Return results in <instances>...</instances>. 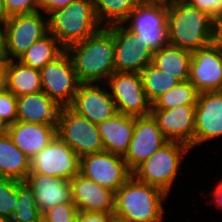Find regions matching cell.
Masks as SVG:
<instances>
[{"label":"cell","mask_w":222,"mask_h":222,"mask_svg":"<svg viewBox=\"0 0 222 222\" xmlns=\"http://www.w3.org/2000/svg\"><path fill=\"white\" fill-rule=\"evenodd\" d=\"M65 50L73 62L80 83H106L115 72L112 25L102 27Z\"/></svg>","instance_id":"6da1fadb"},{"label":"cell","mask_w":222,"mask_h":222,"mask_svg":"<svg viewBox=\"0 0 222 222\" xmlns=\"http://www.w3.org/2000/svg\"><path fill=\"white\" fill-rule=\"evenodd\" d=\"M218 25L211 16L183 0L168 1L167 28L171 46L191 52L206 47L216 40Z\"/></svg>","instance_id":"7a4b0ae2"},{"label":"cell","mask_w":222,"mask_h":222,"mask_svg":"<svg viewBox=\"0 0 222 222\" xmlns=\"http://www.w3.org/2000/svg\"><path fill=\"white\" fill-rule=\"evenodd\" d=\"M169 199L161 189L132 176L115 192L114 214L127 222H165Z\"/></svg>","instance_id":"3957f363"},{"label":"cell","mask_w":222,"mask_h":222,"mask_svg":"<svg viewBox=\"0 0 222 222\" xmlns=\"http://www.w3.org/2000/svg\"><path fill=\"white\" fill-rule=\"evenodd\" d=\"M190 151L191 148L185 143L168 141L137 166L132 171V176L139 182L161 189L171 197L175 181L183 175L181 167Z\"/></svg>","instance_id":"277c9868"},{"label":"cell","mask_w":222,"mask_h":222,"mask_svg":"<svg viewBox=\"0 0 222 222\" xmlns=\"http://www.w3.org/2000/svg\"><path fill=\"white\" fill-rule=\"evenodd\" d=\"M102 28L93 0H75L48 16V32L66 49L83 41Z\"/></svg>","instance_id":"5b68a950"},{"label":"cell","mask_w":222,"mask_h":222,"mask_svg":"<svg viewBox=\"0 0 222 222\" xmlns=\"http://www.w3.org/2000/svg\"><path fill=\"white\" fill-rule=\"evenodd\" d=\"M168 2L140 3L122 23L127 29L136 34L143 48L153 52L169 45Z\"/></svg>","instance_id":"8992f818"},{"label":"cell","mask_w":222,"mask_h":222,"mask_svg":"<svg viewBox=\"0 0 222 222\" xmlns=\"http://www.w3.org/2000/svg\"><path fill=\"white\" fill-rule=\"evenodd\" d=\"M57 135L81 158L104 151L97 125L70 107L60 108Z\"/></svg>","instance_id":"52a82bcc"},{"label":"cell","mask_w":222,"mask_h":222,"mask_svg":"<svg viewBox=\"0 0 222 222\" xmlns=\"http://www.w3.org/2000/svg\"><path fill=\"white\" fill-rule=\"evenodd\" d=\"M48 33V16L40 11L10 17L5 22V52L18 60L37 40Z\"/></svg>","instance_id":"ba28073f"},{"label":"cell","mask_w":222,"mask_h":222,"mask_svg":"<svg viewBox=\"0 0 222 222\" xmlns=\"http://www.w3.org/2000/svg\"><path fill=\"white\" fill-rule=\"evenodd\" d=\"M42 91L58 106L70 107L80 82L66 50L41 70Z\"/></svg>","instance_id":"9c48e42d"},{"label":"cell","mask_w":222,"mask_h":222,"mask_svg":"<svg viewBox=\"0 0 222 222\" xmlns=\"http://www.w3.org/2000/svg\"><path fill=\"white\" fill-rule=\"evenodd\" d=\"M117 112L135 117L151 114L140 73L114 72L106 82Z\"/></svg>","instance_id":"30bf717a"},{"label":"cell","mask_w":222,"mask_h":222,"mask_svg":"<svg viewBox=\"0 0 222 222\" xmlns=\"http://www.w3.org/2000/svg\"><path fill=\"white\" fill-rule=\"evenodd\" d=\"M80 174L114 192L132 177L124 158L107 151L81 157Z\"/></svg>","instance_id":"8fae6325"},{"label":"cell","mask_w":222,"mask_h":222,"mask_svg":"<svg viewBox=\"0 0 222 222\" xmlns=\"http://www.w3.org/2000/svg\"><path fill=\"white\" fill-rule=\"evenodd\" d=\"M30 173L67 180L80 173V157L58 136L31 159Z\"/></svg>","instance_id":"7c38bea8"},{"label":"cell","mask_w":222,"mask_h":222,"mask_svg":"<svg viewBox=\"0 0 222 222\" xmlns=\"http://www.w3.org/2000/svg\"><path fill=\"white\" fill-rule=\"evenodd\" d=\"M222 139V90L200 92L195 104L194 149Z\"/></svg>","instance_id":"4fadbf2b"},{"label":"cell","mask_w":222,"mask_h":222,"mask_svg":"<svg viewBox=\"0 0 222 222\" xmlns=\"http://www.w3.org/2000/svg\"><path fill=\"white\" fill-rule=\"evenodd\" d=\"M188 81L199 92L222 90V48L216 40L192 52Z\"/></svg>","instance_id":"5bb4252c"},{"label":"cell","mask_w":222,"mask_h":222,"mask_svg":"<svg viewBox=\"0 0 222 222\" xmlns=\"http://www.w3.org/2000/svg\"><path fill=\"white\" fill-rule=\"evenodd\" d=\"M112 35L116 72L140 73L152 63L153 51L150 48H143V44L137 41L136 34L123 24L112 25Z\"/></svg>","instance_id":"9a60e30c"},{"label":"cell","mask_w":222,"mask_h":222,"mask_svg":"<svg viewBox=\"0 0 222 222\" xmlns=\"http://www.w3.org/2000/svg\"><path fill=\"white\" fill-rule=\"evenodd\" d=\"M70 108L95 124L118 113L106 83H80Z\"/></svg>","instance_id":"2e32d148"},{"label":"cell","mask_w":222,"mask_h":222,"mask_svg":"<svg viewBox=\"0 0 222 222\" xmlns=\"http://www.w3.org/2000/svg\"><path fill=\"white\" fill-rule=\"evenodd\" d=\"M168 141L151 114L135 117L133 136L123 157L128 168L133 171Z\"/></svg>","instance_id":"e0dca14e"},{"label":"cell","mask_w":222,"mask_h":222,"mask_svg":"<svg viewBox=\"0 0 222 222\" xmlns=\"http://www.w3.org/2000/svg\"><path fill=\"white\" fill-rule=\"evenodd\" d=\"M151 115L169 141L185 143L194 150L195 105L151 109Z\"/></svg>","instance_id":"ac0fdd59"},{"label":"cell","mask_w":222,"mask_h":222,"mask_svg":"<svg viewBox=\"0 0 222 222\" xmlns=\"http://www.w3.org/2000/svg\"><path fill=\"white\" fill-rule=\"evenodd\" d=\"M72 202L78 211L114 214L115 192L85 178L80 173L70 180Z\"/></svg>","instance_id":"d6986e66"},{"label":"cell","mask_w":222,"mask_h":222,"mask_svg":"<svg viewBox=\"0 0 222 222\" xmlns=\"http://www.w3.org/2000/svg\"><path fill=\"white\" fill-rule=\"evenodd\" d=\"M25 182L32 189L42 214L60 203L72 202L70 181L39 173H29Z\"/></svg>","instance_id":"ffe728a7"},{"label":"cell","mask_w":222,"mask_h":222,"mask_svg":"<svg viewBox=\"0 0 222 222\" xmlns=\"http://www.w3.org/2000/svg\"><path fill=\"white\" fill-rule=\"evenodd\" d=\"M57 126L16 121L9 125L8 134L13 143L32 159L57 135Z\"/></svg>","instance_id":"44dd1931"},{"label":"cell","mask_w":222,"mask_h":222,"mask_svg":"<svg viewBox=\"0 0 222 222\" xmlns=\"http://www.w3.org/2000/svg\"><path fill=\"white\" fill-rule=\"evenodd\" d=\"M104 151L124 157L131 142L135 116L115 114L112 118L96 124Z\"/></svg>","instance_id":"7402d4cb"},{"label":"cell","mask_w":222,"mask_h":222,"mask_svg":"<svg viewBox=\"0 0 222 222\" xmlns=\"http://www.w3.org/2000/svg\"><path fill=\"white\" fill-rule=\"evenodd\" d=\"M58 106L43 91L17 97V121L58 125Z\"/></svg>","instance_id":"603a6c76"},{"label":"cell","mask_w":222,"mask_h":222,"mask_svg":"<svg viewBox=\"0 0 222 222\" xmlns=\"http://www.w3.org/2000/svg\"><path fill=\"white\" fill-rule=\"evenodd\" d=\"M31 171V159L14 143L8 133L0 135V178L23 182Z\"/></svg>","instance_id":"cb8c5ba5"},{"label":"cell","mask_w":222,"mask_h":222,"mask_svg":"<svg viewBox=\"0 0 222 222\" xmlns=\"http://www.w3.org/2000/svg\"><path fill=\"white\" fill-rule=\"evenodd\" d=\"M192 52L167 45L153 52L152 65L179 82L188 81Z\"/></svg>","instance_id":"d4e9b609"},{"label":"cell","mask_w":222,"mask_h":222,"mask_svg":"<svg viewBox=\"0 0 222 222\" xmlns=\"http://www.w3.org/2000/svg\"><path fill=\"white\" fill-rule=\"evenodd\" d=\"M6 89L16 97L42 91L40 70L26 66L18 60H10Z\"/></svg>","instance_id":"484cf974"},{"label":"cell","mask_w":222,"mask_h":222,"mask_svg":"<svg viewBox=\"0 0 222 222\" xmlns=\"http://www.w3.org/2000/svg\"><path fill=\"white\" fill-rule=\"evenodd\" d=\"M65 48L49 32L32 44L18 59L26 66L41 70L47 63L59 57Z\"/></svg>","instance_id":"4316f807"},{"label":"cell","mask_w":222,"mask_h":222,"mask_svg":"<svg viewBox=\"0 0 222 222\" xmlns=\"http://www.w3.org/2000/svg\"><path fill=\"white\" fill-rule=\"evenodd\" d=\"M140 3L139 0H93L96 17L102 27L122 24Z\"/></svg>","instance_id":"83f0119b"},{"label":"cell","mask_w":222,"mask_h":222,"mask_svg":"<svg viewBox=\"0 0 222 222\" xmlns=\"http://www.w3.org/2000/svg\"><path fill=\"white\" fill-rule=\"evenodd\" d=\"M140 75L146 97L151 104L179 83L176 78L169 76L152 64L147 65Z\"/></svg>","instance_id":"f1b7e54d"},{"label":"cell","mask_w":222,"mask_h":222,"mask_svg":"<svg viewBox=\"0 0 222 222\" xmlns=\"http://www.w3.org/2000/svg\"><path fill=\"white\" fill-rule=\"evenodd\" d=\"M199 91L189 82H179L175 87L158 97L151 109H171L181 105H195Z\"/></svg>","instance_id":"f546056e"},{"label":"cell","mask_w":222,"mask_h":222,"mask_svg":"<svg viewBox=\"0 0 222 222\" xmlns=\"http://www.w3.org/2000/svg\"><path fill=\"white\" fill-rule=\"evenodd\" d=\"M42 212L35 203V196L29 185L18 182V199L15 205L13 222H42Z\"/></svg>","instance_id":"4dcf8cb0"},{"label":"cell","mask_w":222,"mask_h":222,"mask_svg":"<svg viewBox=\"0 0 222 222\" xmlns=\"http://www.w3.org/2000/svg\"><path fill=\"white\" fill-rule=\"evenodd\" d=\"M18 199V181L0 178V217L12 219Z\"/></svg>","instance_id":"1f68e13d"},{"label":"cell","mask_w":222,"mask_h":222,"mask_svg":"<svg viewBox=\"0 0 222 222\" xmlns=\"http://www.w3.org/2000/svg\"><path fill=\"white\" fill-rule=\"evenodd\" d=\"M77 213L73 202L60 203L43 213L42 222H77Z\"/></svg>","instance_id":"d6a6232c"},{"label":"cell","mask_w":222,"mask_h":222,"mask_svg":"<svg viewBox=\"0 0 222 222\" xmlns=\"http://www.w3.org/2000/svg\"><path fill=\"white\" fill-rule=\"evenodd\" d=\"M0 116L9 125L17 121V97L9 90H0Z\"/></svg>","instance_id":"836d02e7"},{"label":"cell","mask_w":222,"mask_h":222,"mask_svg":"<svg viewBox=\"0 0 222 222\" xmlns=\"http://www.w3.org/2000/svg\"><path fill=\"white\" fill-rule=\"evenodd\" d=\"M188 5L211 16L218 24H222V0H183Z\"/></svg>","instance_id":"e575fe53"},{"label":"cell","mask_w":222,"mask_h":222,"mask_svg":"<svg viewBox=\"0 0 222 222\" xmlns=\"http://www.w3.org/2000/svg\"><path fill=\"white\" fill-rule=\"evenodd\" d=\"M9 17L39 11V0H4Z\"/></svg>","instance_id":"d590c367"},{"label":"cell","mask_w":222,"mask_h":222,"mask_svg":"<svg viewBox=\"0 0 222 222\" xmlns=\"http://www.w3.org/2000/svg\"><path fill=\"white\" fill-rule=\"evenodd\" d=\"M75 0H39V11L49 16L52 12L67 7Z\"/></svg>","instance_id":"8d00e7d4"},{"label":"cell","mask_w":222,"mask_h":222,"mask_svg":"<svg viewBox=\"0 0 222 222\" xmlns=\"http://www.w3.org/2000/svg\"><path fill=\"white\" fill-rule=\"evenodd\" d=\"M112 214L91 211H78L77 222H108Z\"/></svg>","instance_id":"74e56055"},{"label":"cell","mask_w":222,"mask_h":222,"mask_svg":"<svg viewBox=\"0 0 222 222\" xmlns=\"http://www.w3.org/2000/svg\"><path fill=\"white\" fill-rule=\"evenodd\" d=\"M222 177V176H220ZM216 186H213L214 189H211L210 194L208 193V195H210V202L208 203L206 201V204H208V206L212 205L214 208L218 209L217 211H221L222 210V178L220 179L219 182L216 183Z\"/></svg>","instance_id":"f35d334b"},{"label":"cell","mask_w":222,"mask_h":222,"mask_svg":"<svg viewBox=\"0 0 222 222\" xmlns=\"http://www.w3.org/2000/svg\"><path fill=\"white\" fill-rule=\"evenodd\" d=\"M9 62L10 59L6 55L0 56V90L6 88Z\"/></svg>","instance_id":"ab89813d"},{"label":"cell","mask_w":222,"mask_h":222,"mask_svg":"<svg viewBox=\"0 0 222 222\" xmlns=\"http://www.w3.org/2000/svg\"><path fill=\"white\" fill-rule=\"evenodd\" d=\"M5 55V23L0 22V56Z\"/></svg>","instance_id":"60d3db41"},{"label":"cell","mask_w":222,"mask_h":222,"mask_svg":"<svg viewBox=\"0 0 222 222\" xmlns=\"http://www.w3.org/2000/svg\"><path fill=\"white\" fill-rule=\"evenodd\" d=\"M9 18L4 5V0H0V22L5 23Z\"/></svg>","instance_id":"b9f144b4"},{"label":"cell","mask_w":222,"mask_h":222,"mask_svg":"<svg viewBox=\"0 0 222 222\" xmlns=\"http://www.w3.org/2000/svg\"><path fill=\"white\" fill-rule=\"evenodd\" d=\"M9 124L0 116V135L8 133Z\"/></svg>","instance_id":"7bdbcfd3"},{"label":"cell","mask_w":222,"mask_h":222,"mask_svg":"<svg viewBox=\"0 0 222 222\" xmlns=\"http://www.w3.org/2000/svg\"><path fill=\"white\" fill-rule=\"evenodd\" d=\"M216 41L220 44L222 48V24L218 25Z\"/></svg>","instance_id":"ee69618b"},{"label":"cell","mask_w":222,"mask_h":222,"mask_svg":"<svg viewBox=\"0 0 222 222\" xmlns=\"http://www.w3.org/2000/svg\"><path fill=\"white\" fill-rule=\"evenodd\" d=\"M108 222H127L125 219L119 217V216H116L115 214L111 215L109 217V220Z\"/></svg>","instance_id":"f6af8a7d"},{"label":"cell","mask_w":222,"mask_h":222,"mask_svg":"<svg viewBox=\"0 0 222 222\" xmlns=\"http://www.w3.org/2000/svg\"><path fill=\"white\" fill-rule=\"evenodd\" d=\"M141 3L145 2H168L169 0H139Z\"/></svg>","instance_id":"bcb514c9"},{"label":"cell","mask_w":222,"mask_h":222,"mask_svg":"<svg viewBox=\"0 0 222 222\" xmlns=\"http://www.w3.org/2000/svg\"><path fill=\"white\" fill-rule=\"evenodd\" d=\"M0 222H13L12 219L0 217Z\"/></svg>","instance_id":"7dc6e473"}]
</instances>
